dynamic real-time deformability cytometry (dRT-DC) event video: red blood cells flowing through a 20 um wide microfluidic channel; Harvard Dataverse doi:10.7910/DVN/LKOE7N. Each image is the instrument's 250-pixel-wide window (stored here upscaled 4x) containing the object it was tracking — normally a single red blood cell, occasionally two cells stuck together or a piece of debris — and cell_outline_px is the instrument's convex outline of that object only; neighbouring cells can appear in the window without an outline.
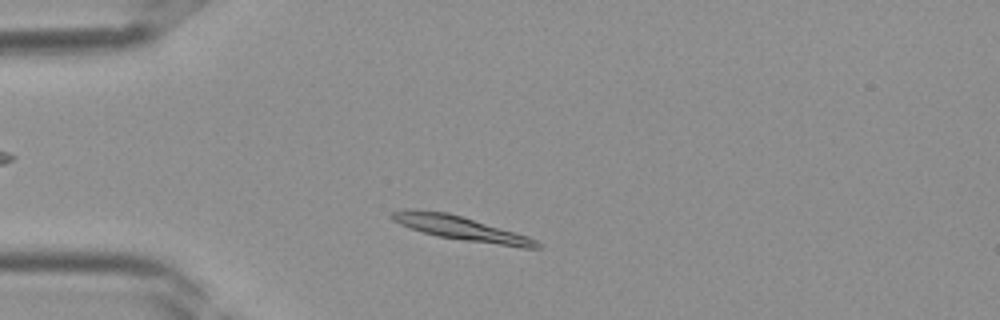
{"species": "Egyptian fruit bat (a non-hibernating species)", "species_latin": "Rousettus aegyptiacus", "temperature_condition": "room temperature", "stored_images_in_passage": 33, "camera_frame_rate_fps": 3000, "um_per_image_px": 0.085, "frame": {"image": 1, "passage_image": 4, "time_ms": 1.0, "image_size_px": [1000, 320], "cell_outline_px": [[544, 248], [524, 248], [464, 240], [440, 236], [408, 228], [392, 220], [388, 216], [388, 212], [404, 208], [416, 208], [448, 212], [528, 236], [536, 240]], "centroid_in_image_um": [39.07, 19.37], "position_along_channel_um": 45.9, "area_um2": 20.52}}
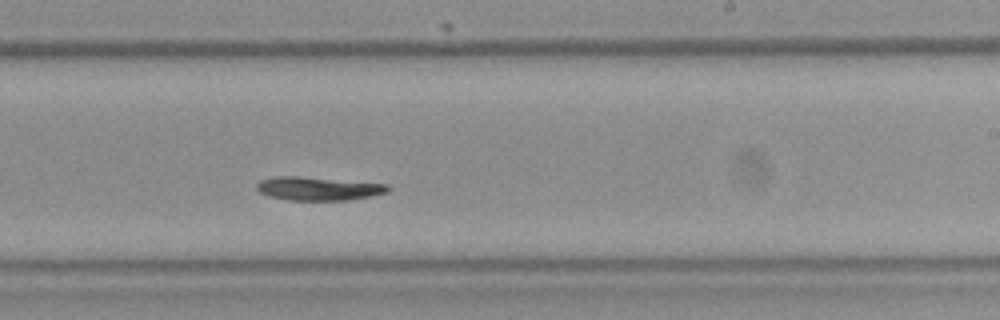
{"frame": {"image": 2, "passage_image": 18, "time_ms": 5.667, "image_size_px": [1000, 320], "cell_outline_px": [[392, 188], [388, 192], [348, 200], [288, 200], [268, 196], [260, 192], [256, 188], [256, 184], [260, 180], [276, 176], [296, 176], [388, 184]], "centroid_in_image_um": [27.04, 16.03], "position_along_channel_um": 262.0, "area_um2": 17.86}}
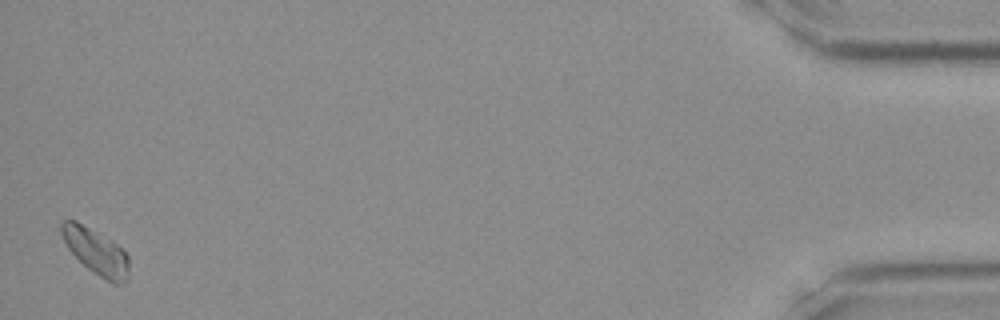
{"frame": {"image": 3, "passage_image": 33, "time_ms": 10.667, "image_size_px": [1000, 320], "cell_outline_px": [[128, 280], [120, 284], [112, 284], [88, 268], [68, 248], [60, 232], [60, 224], [64, 220], [76, 220], [112, 240], [128, 256]], "centroid_in_image_um": [8.16, 21.37], "position_along_channel_um": 427.0, "area_um2": 17.74}}